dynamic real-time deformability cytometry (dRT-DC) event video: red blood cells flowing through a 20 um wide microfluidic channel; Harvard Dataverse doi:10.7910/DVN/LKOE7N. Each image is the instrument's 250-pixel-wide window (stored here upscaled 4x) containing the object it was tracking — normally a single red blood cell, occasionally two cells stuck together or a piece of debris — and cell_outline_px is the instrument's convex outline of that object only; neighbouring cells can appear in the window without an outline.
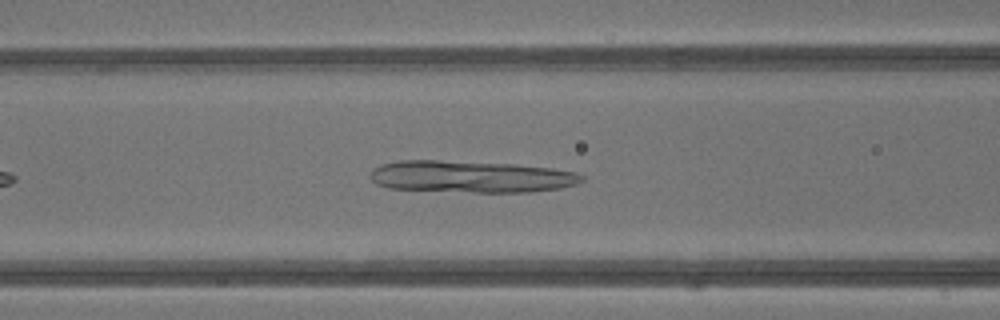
{"species": "common noctule bat (a hibernating species)", "species_latin": "Nyctalus noctula", "temperature_condition": "warm", "stored_images_in_passage": 11, "camera_frame_rate_fps": 3000, "um_per_image_px": 0.085, "animal": {"sex": "male", "body_mass_g": 13.3}, "frame": {"image": 1, "passage_image": 8, "time_ms": 2.333, "image_size_px": [1000, 320], "cell_outline_px": [[584, 180], [576, 184], [560, 188], [528, 192], [476, 192], [388, 188], [376, 184], [368, 176], [372, 168], [384, 164], [400, 160], [436, 160], [516, 164], [552, 168], [576, 172], [584, 176]], "centroid_in_image_um": [40.02, 15.01], "position_along_channel_um": 126.6, "area_um2": 39.36}}
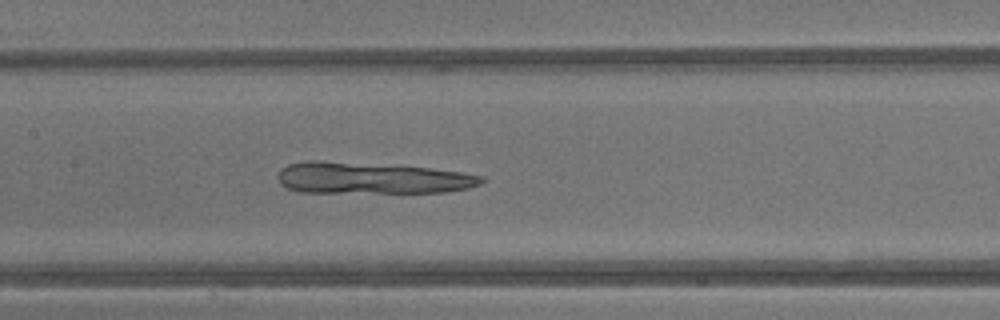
{"frame": {"image": 2, "passage_image": 11, "time_ms": 3.333, "image_size_px": [1000, 320], "cell_outline_px": [[484, 180], [480, 184], [468, 188], [444, 192], [400, 196], [300, 192], [288, 188], [280, 184], [276, 176], [280, 168], [288, 164], [308, 160], [320, 160], [400, 164], [432, 168], [460, 172], [484, 176]], "centroid_in_image_um": [31.6, 15.17], "position_along_channel_um": 175.8, "area_um2": 40.17}}